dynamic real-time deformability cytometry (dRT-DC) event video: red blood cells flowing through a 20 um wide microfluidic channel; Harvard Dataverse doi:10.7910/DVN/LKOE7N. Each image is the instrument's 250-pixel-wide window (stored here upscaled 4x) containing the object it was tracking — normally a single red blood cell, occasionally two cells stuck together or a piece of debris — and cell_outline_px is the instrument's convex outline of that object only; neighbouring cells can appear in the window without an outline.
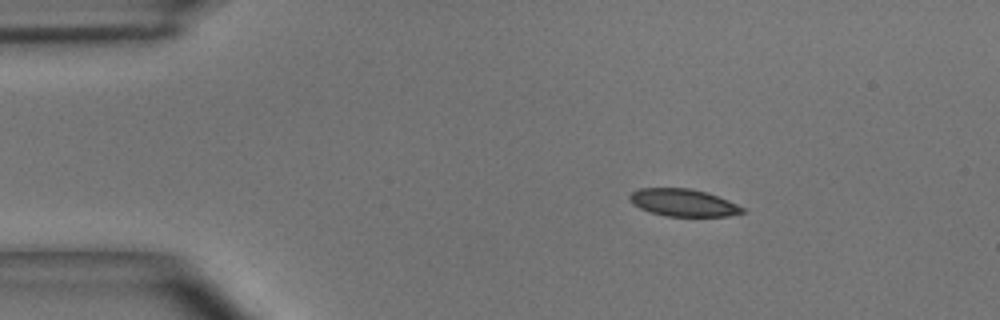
{"species": "common noctule bat (a hibernating species)", "species_latin": "Nyctalus noctula", "temperature_condition": "room temperature", "stored_images_in_passage": 7, "camera_frame_rate_fps": 3000, "um_per_image_px": 0.085, "animal": {"sex": "male", "body_mass_g": 15.6}, "frame": {"image": 1, "passage_image": 2, "time_ms": 0.333, "image_size_px": [1000, 320], "cell_outline_px": [[744, 212], [728, 216], [668, 216], [652, 212], [640, 208], [632, 204], [628, 200], [628, 196], [632, 192], [640, 188], [688, 188], [708, 192], [728, 200], [744, 208]], "centroid_in_image_um": [58.05, 17.21], "position_along_channel_um": 26.9, "area_um2": 17.92}}
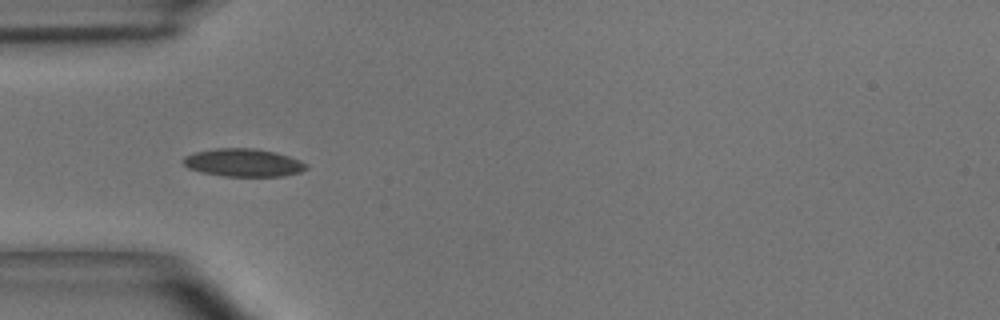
{"frame": {"image": 2, "passage_image": 4, "time_ms": 1.0, "image_size_px": [1000, 320], "cell_outline_px": [[308, 168], [300, 172], [284, 176], [224, 176], [200, 172], [188, 168], [184, 164], [184, 156], [196, 152], [216, 148], [252, 148], [272, 152], [288, 156], [300, 160], [308, 164]], "centroid_in_image_um": [20.69, 13.83], "position_along_channel_um": 64.3, "area_um2": 19.88}}
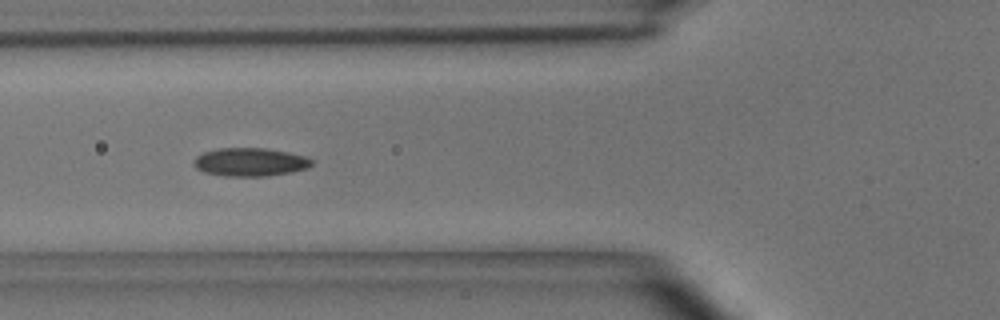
{"frame": {"image": 3, "passage_image": 5, "time_ms": 1.333, "image_size_px": [1000, 320], "cell_outline_px": [[316, 160], [308, 168], [288, 172], [264, 176], [224, 176], [204, 172], [196, 168], [192, 164], [196, 156], [204, 152], [220, 148], [264, 148], [288, 152], [304, 156]], "centroid_in_image_um": [21.25, 13.77], "position_along_channel_um": 104.5, "area_um2": 19.42}}